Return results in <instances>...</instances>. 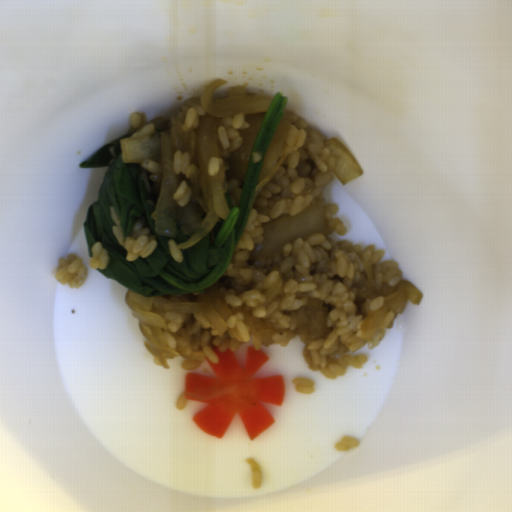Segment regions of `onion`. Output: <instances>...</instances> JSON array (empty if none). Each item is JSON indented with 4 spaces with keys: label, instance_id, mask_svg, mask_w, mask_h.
Returning <instances> with one entry per match:
<instances>
[{
    "label": "onion",
    "instance_id": "5",
    "mask_svg": "<svg viewBox=\"0 0 512 512\" xmlns=\"http://www.w3.org/2000/svg\"><path fill=\"white\" fill-rule=\"evenodd\" d=\"M290 126L291 124L288 120L282 118L278 120L273 130L263 162L261 176L256 185V198L288 157L290 149L288 133Z\"/></svg>",
    "mask_w": 512,
    "mask_h": 512
},
{
    "label": "onion",
    "instance_id": "1",
    "mask_svg": "<svg viewBox=\"0 0 512 512\" xmlns=\"http://www.w3.org/2000/svg\"><path fill=\"white\" fill-rule=\"evenodd\" d=\"M226 80H215L200 96L204 115L198 119L194 131L184 128L180 120H170L169 132H153L140 137L119 139L123 163L156 161L161 163V181L151 218L154 231L162 237H177V228L186 234L187 241L176 245L188 248L207 236L220 219L229 217L223 183L234 178L245 181V171L257 133L268 113L272 95H250L244 87L230 88L227 97L218 98L214 92ZM245 112L250 127L240 130L243 142L230 157V168H221L209 176L210 158L221 157L222 145L217 129L223 118ZM190 155L195 171L188 178L174 173L173 157L176 151ZM191 189L189 202L182 207L173 200V193L182 182Z\"/></svg>",
    "mask_w": 512,
    "mask_h": 512
},
{
    "label": "onion",
    "instance_id": "3",
    "mask_svg": "<svg viewBox=\"0 0 512 512\" xmlns=\"http://www.w3.org/2000/svg\"><path fill=\"white\" fill-rule=\"evenodd\" d=\"M262 240L255 243L248 260H272L283 255L286 244L297 239L304 242L312 234L329 235L324 202L309 207L295 216L262 222Z\"/></svg>",
    "mask_w": 512,
    "mask_h": 512
},
{
    "label": "onion",
    "instance_id": "6",
    "mask_svg": "<svg viewBox=\"0 0 512 512\" xmlns=\"http://www.w3.org/2000/svg\"><path fill=\"white\" fill-rule=\"evenodd\" d=\"M324 147L329 150L330 156L334 159L332 173L342 185H347L363 174V170L352 152L336 137L325 141Z\"/></svg>",
    "mask_w": 512,
    "mask_h": 512
},
{
    "label": "onion",
    "instance_id": "4",
    "mask_svg": "<svg viewBox=\"0 0 512 512\" xmlns=\"http://www.w3.org/2000/svg\"><path fill=\"white\" fill-rule=\"evenodd\" d=\"M423 292L409 281L401 279L397 289L383 298V304L374 309L360 324L361 338L371 340L377 333L385 317L393 312L396 315L403 313L407 301L412 305H420Z\"/></svg>",
    "mask_w": 512,
    "mask_h": 512
},
{
    "label": "onion",
    "instance_id": "2",
    "mask_svg": "<svg viewBox=\"0 0 512 512\" xmlns=\"http://www.w3.org/2000/svg\"><path fill=\"white\" fill-rule=\"evenodd\" d=\"M124 296L133 318L138 321L144 347L162 368L170 369L168 360L177 356L165 339L169 325L167 313L184 316L198 313L211 324L219 337L227 330L225 319L217 315L204 293L192 296H142L129 289Z\"/></svg>",
    "mask_w": 512,
    "mask_h": 512
}]
</instances>
